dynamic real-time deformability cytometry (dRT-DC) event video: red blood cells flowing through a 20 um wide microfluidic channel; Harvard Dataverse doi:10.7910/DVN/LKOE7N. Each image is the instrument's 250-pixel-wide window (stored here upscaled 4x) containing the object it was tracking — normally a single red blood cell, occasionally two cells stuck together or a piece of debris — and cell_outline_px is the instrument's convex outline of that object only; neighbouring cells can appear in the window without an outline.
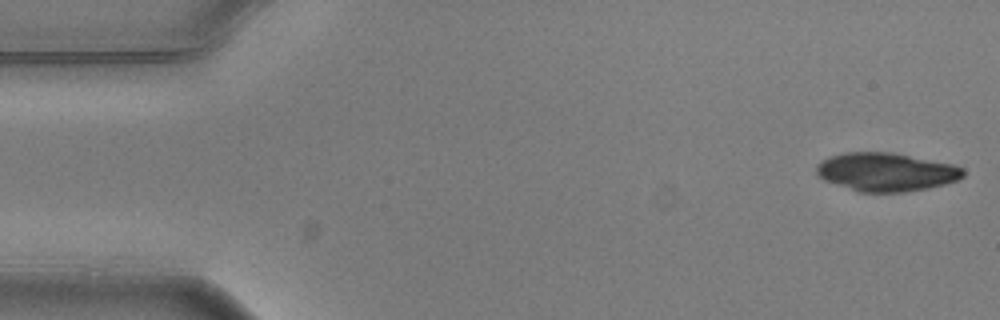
{"species": "common noctule bat (a hibernating species)", "species_latin": "Nyctalus noctula", "temperature_condition": "warm", "stored_images_in_passage": 7, "camera_frame_rate_fps": 3000, "um_per_image_px": 0.085, "animal": {"sex": "male", "body_mass_g": 20.5, "forearm_length_mm": 52.5}, "frame": {"image": 1, "passage_image": 1, "time_ms": 0.0, "image_size_px": [1000, 320], "cell_outline_px": [[964, 176], [960, 180], [928, 188], [904, 192], [856, 192], [824, 180], [816, 172], [816, 164], [820, 160], [828, 156], [844, 152], [892, 152], [956, 164], [964, 168]], "centroid_in_image_um": [75.33, 14.61], "position_along_channel_um": 9.7, "area_um2": 33.41}}